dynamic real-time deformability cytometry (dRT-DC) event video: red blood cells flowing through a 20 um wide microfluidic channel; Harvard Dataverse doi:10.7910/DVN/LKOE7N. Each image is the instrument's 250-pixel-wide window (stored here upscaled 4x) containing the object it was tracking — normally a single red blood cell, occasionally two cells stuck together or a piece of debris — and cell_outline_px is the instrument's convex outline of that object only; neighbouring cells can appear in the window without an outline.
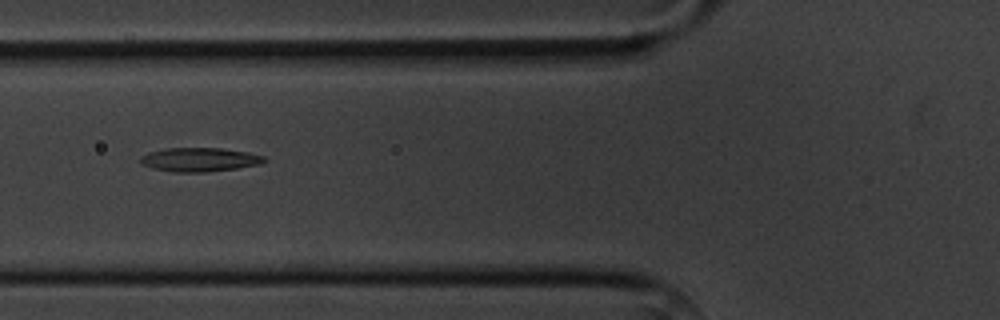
{"species": "common noctule bat (a hibernating species)", "species_latin": "Nyctalus noctula", "temperature_condition": "cold", "stored_images_in_passage": 7, "camera_frame_rate_fps": 3000, "um_per_image_px": 0.085, "animal": {"sex": "male", "body_mass_g": 20.1, "forearm_length_mm": 53.5}, "frame": {"image": 1, "passage_image": 4, "time_ms": 3.333, "image_size_px": [1000, 320], "cell_outline_px": [[268, 160], [260, 164], [236, 168], [204, 172], [172, 172], [152, 168], [140, 164], [140, 156], [148, 152], [164, 148], [220, 148], [248, 152], [264, 156]], "centroid_in_image_um": [16.93, 13.56], "position_along_channel_um": 108.9, "area_um2": 17.34}}
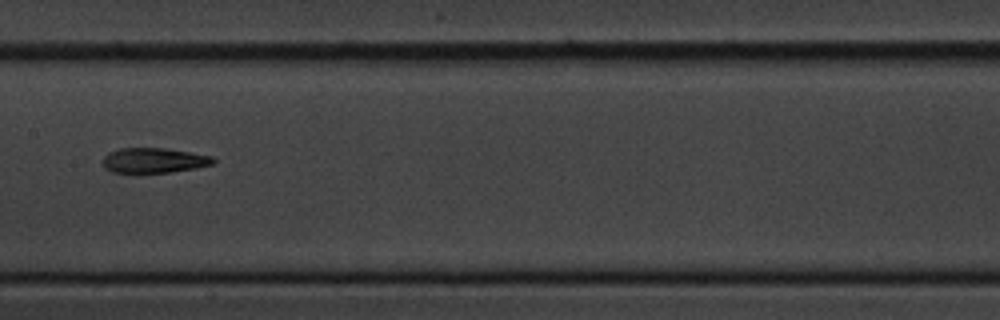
{"frame": {"image": 2, "passage_image": 6, "time_ms": 5.667, "image_size_px": [1000, 320], "cell_outline_px": [[216, 160], [212, 164], [196, 168], [168, 172], [112, 172], [104, 168], [104, 156], [108, 152], [120, 148], [164, 148], [212, 156]], "centroid_in_image_um": [13.07, 13.62], "position_along_channel_um": 194.3, "area_um2": 15.9}}
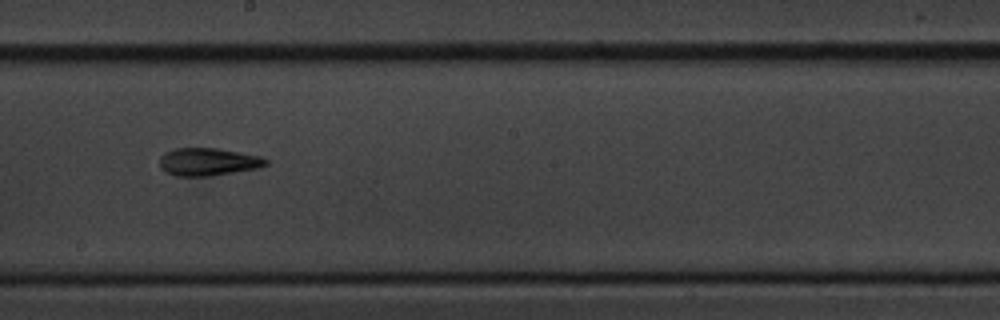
{"frame": {"image": 3, "passage_image": 7, "time_ms": 6.667, "image_size_px": [1000, 320], "cell_outline_px": [[268, 164], [256, 168], [208, 176], [176, 176], [164, 172], [160, 168], [160, 156], [164, 152], [172, 148], [216, 148], [260, 156], [268, 160]], "centroid_in_image_um": [17.62, 13.75], "position_along_channel_um": 230.6, "area_um2": 17.11}}